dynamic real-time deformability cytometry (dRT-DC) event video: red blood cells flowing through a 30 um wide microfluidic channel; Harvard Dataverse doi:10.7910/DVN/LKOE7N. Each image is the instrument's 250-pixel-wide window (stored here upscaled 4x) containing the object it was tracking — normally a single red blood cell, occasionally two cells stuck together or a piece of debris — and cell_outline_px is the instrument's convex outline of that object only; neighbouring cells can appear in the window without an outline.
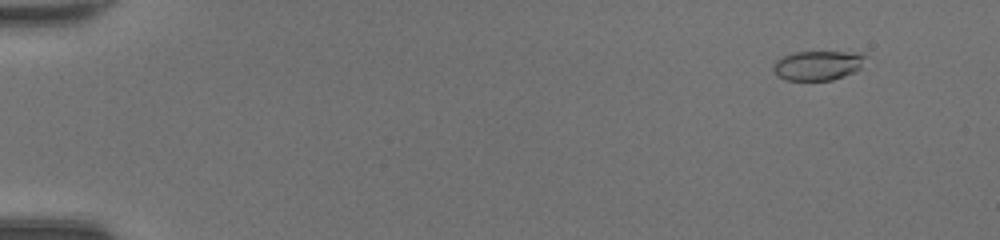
{"species": "common noctule bat (a hibernating species)", "species_latin": "Nyctalus noctula", "temperature_condition": "room temperature", "stored_images_in_passage": 49, "camera_frame_rate_fps": 3000, "um_per_image_px": 0.085, "animal": {"sex": "female", "body_mass_g": 20.0, "forearm_length_mm": 54.0}, "frame": {"image": 1, "passage_image": 5, "time_ms": 1.333, "image_size_px": [1000, 240], "cell_outline_px": [[868, 56], [860, 68], [856, 72], [832, 80], [788, 80], [776, 76], [772, 68], [776, 60], [792, 52], [864, 52]], "centroid_in_image_um": [69.55, 5.55], "position_along_channel_um": 15.4, "area_um2": 16.13}}
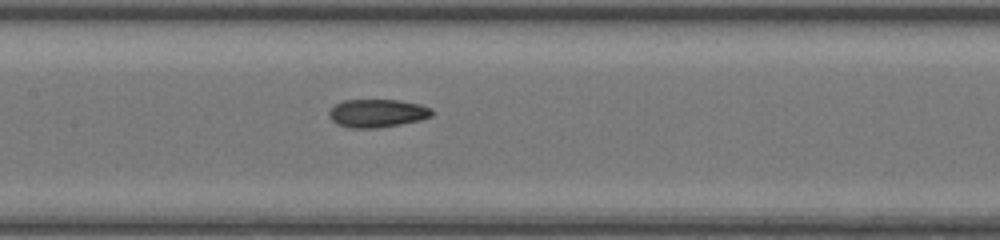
{"frame": {"image": 2, "passage_image": 26, "time_ms": 8.333, "image_size_px": [1000, 240], "cell_outline_px": [[432, 116], [420, 120], [400, 124], [376, 128], [348, 128], [336, 124], [328, 116], [328, 112], [336, 104], [344, 100], [400, 100], [420, 104], [432, 108]], "centroid_in_image_um": [32.06, 9.62], "position_along_channel_um": 175.3, "area_um2": 16.94}}
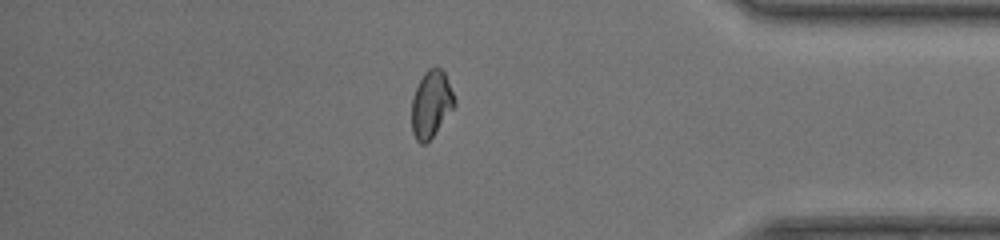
{"frame": {"image": 3, "passage_image": 43, "time_ms": 14.0, "image_size_px": [1000, 240], "cell_outline_px": [[456, 104], [432, 136], [424, 144], [420, 144], [416, 140], [412, 132], [412, 96], [424, 72], [428, 68], [440, 68], [444, 72], [456, 100]], "centroid_in_image_um": [36.64, 8.84], "position_along_channel_um": 398.6, "area_um2": 16.42}, "authors_computed_cell_mechanics": {"area_um2": 16.8776, "velocity_mm_per_s": 4.3833, "shape_relaxation_time_tau1_ms": null, "shape_relaxation_time_tau2_ms": 1.3951, "deformation_change_tau1": null, "deformation_change_tau2": 0.0577}}